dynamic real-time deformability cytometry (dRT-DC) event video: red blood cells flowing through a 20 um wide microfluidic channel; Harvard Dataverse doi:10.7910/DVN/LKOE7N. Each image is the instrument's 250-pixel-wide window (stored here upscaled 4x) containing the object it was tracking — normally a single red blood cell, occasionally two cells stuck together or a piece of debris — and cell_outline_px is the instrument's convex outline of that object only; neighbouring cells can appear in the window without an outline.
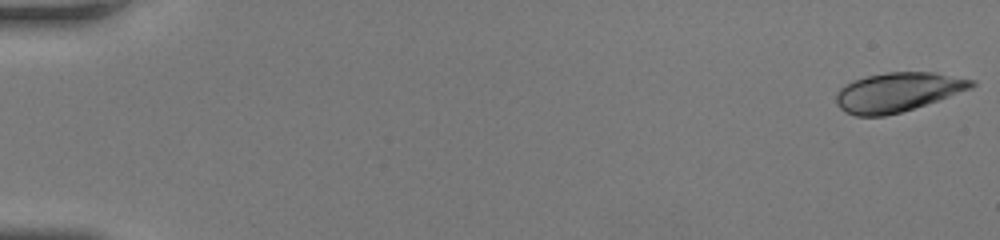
{"species": "human", "species_latin": "Homo sapiens", "temperature_condition": "room temperature", "stored_images_in_passage": 52, "camera_frame_rate_fps": 3000, "um_per_image_px": 0.085, "donor": {"sex": "female"}, "frame": {"image": 1, "passage_image": 1, "time_ms": 0.0, "image_size_px": [1000, 240], "cell_outline_px": [[976, 84], [972, 88], [900, 112], [884, 116], [856, 116], [844, 112], [836, 104], [836, 92], [840, 88], [856, 80], [868, 76], [888, 72], [936, 72], [976, 80]], "centroid_in_image_um": [76.3, 7.82], "position_along_channel_um": 8.7, "area_um2": 30.58}}
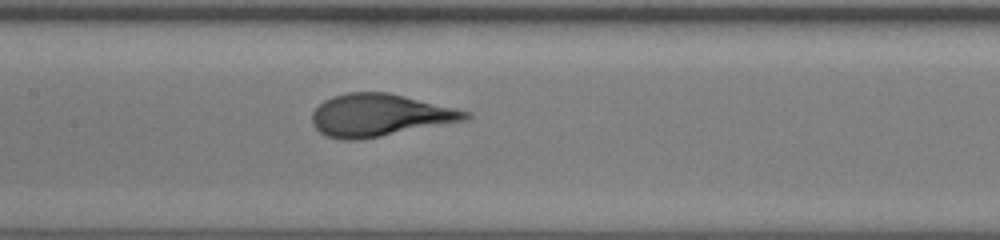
{"frame": {"image": 2, "passage_image": 27, "time_ms": 8.667, "image_size_px": [1000, 240], "cell_outline_px": [[472, 116], [468, 120], [360, 140], [340, 140], [328, 136], [320, 132], [312, 124], [312, 112], [324, 100], [332, 96], [348, 92], [388, 92], [456, 108], [472, 112]], "centroid_in_image_um": [32.29, 9.79], "position_along_channel_um": 175.1, "area_um2": 38.03}}
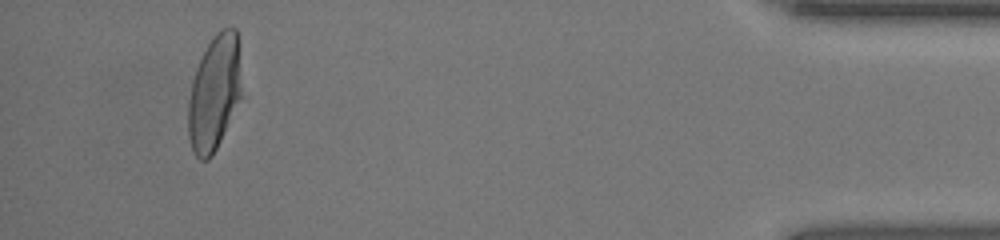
{"frame": {"image": 3, "passage_image": 49, "time_ms": 16.0, "image_size_px": [1000, 240], "cell_outline_px": [[244, 96], [212, 156], [208, 160], [200, 160], [192, 152], [188, 136], [188, 100], [192, 80], [196, 68], [212, 36], [220, 28], [236, 28]], "centroid_in_image_um": [18.25, 7.92], "position_along_channel_um": 417.0, "area_um2": 36.7}}